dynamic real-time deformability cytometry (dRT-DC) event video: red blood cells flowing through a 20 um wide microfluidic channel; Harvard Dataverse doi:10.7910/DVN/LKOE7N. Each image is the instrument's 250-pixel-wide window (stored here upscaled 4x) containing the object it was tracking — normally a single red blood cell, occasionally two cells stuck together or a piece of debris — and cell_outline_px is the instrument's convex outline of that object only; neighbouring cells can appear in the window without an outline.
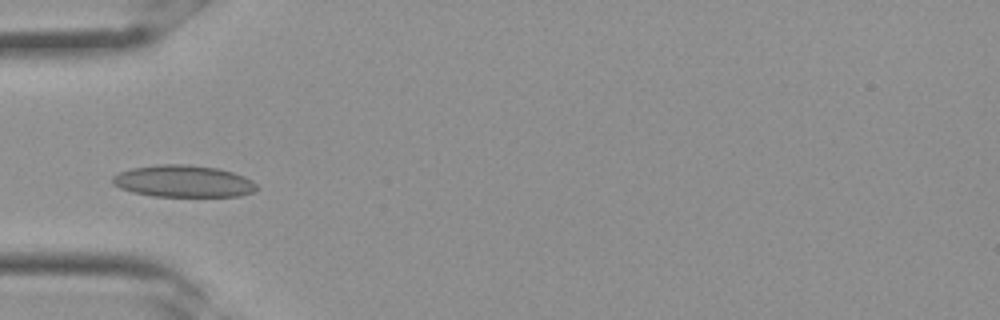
{"species": "Egyptian fruit bat (a non-hibernating species)", "species_latin": "Rousettus aegyptiacus", "temperature_condition": "room temperature", "stored_images_in_passage": 33, "camera_frame_rate_fps": 3000, "um_per_image_px": 0.085, "frame": {"image": 1, "passage_image": 11, "time_ms": 3.333, "image_size_px": [1000, 320], "cell_outline_px": [[260, 188], [252, 192], [240, 196], [152, 196], [132, 192], [120, 188], [112, 184], [112, 176], [120, 172], [132, 168], [160, 164], [188, 164], [220, 168], [244, 176], [252, 180]], "centroid_in_image_um": [15.6, 15.4], "position_along_channel_um": 69.4, "area_um2": 26.99}}
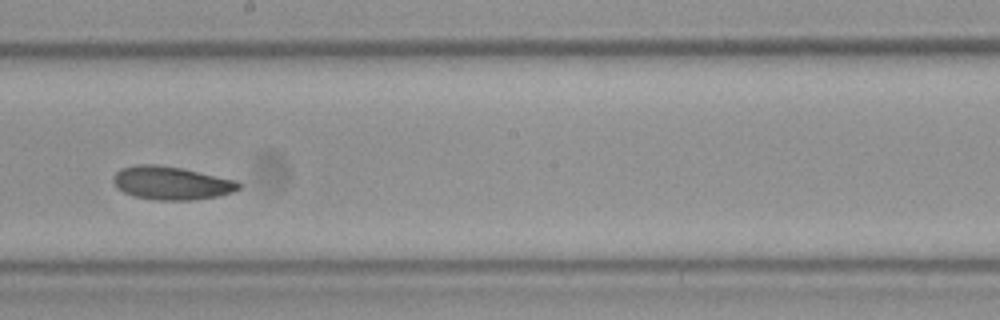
{"frame": {"image": 2, "passage_image": 19, "time_ms": 6.0, "image_size_px": [1000, 320], "cell_outline_px": [[240, 188], [232, 192], [216, 196], [192, 200], [156, 200], [136, 196], [124, 192], [116, 188], [112, 180], [112, 176], [120, 168], [136, 164], [156, 164], [180, 168], [236, 180], [240, 184]], "centroid_in_image_um": [14.51, 15.55], "position_along_channel_um": 233.7, "area_um2": 24.22}}
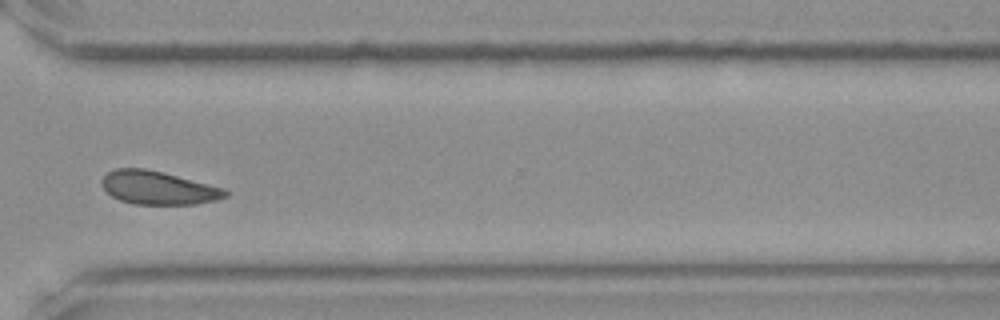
{"frame": {"image": 3, "passage_image": 25, "time_ms": 8.0, "image_size_px": [1000, 320], "cell_outline_px": [[228, 196], [216, 200], [196, 204], [132, 204], [120, 200], [112, 196], [100, 184], [100, 180], [108, 172], [116, 168], [144, 168], [164, 172], [224, 188], [228, 192]], "centroid_in_image_um": [13.44, 15.96], "position_along_channel_um": 357.2, "area_um2": 24.04}}